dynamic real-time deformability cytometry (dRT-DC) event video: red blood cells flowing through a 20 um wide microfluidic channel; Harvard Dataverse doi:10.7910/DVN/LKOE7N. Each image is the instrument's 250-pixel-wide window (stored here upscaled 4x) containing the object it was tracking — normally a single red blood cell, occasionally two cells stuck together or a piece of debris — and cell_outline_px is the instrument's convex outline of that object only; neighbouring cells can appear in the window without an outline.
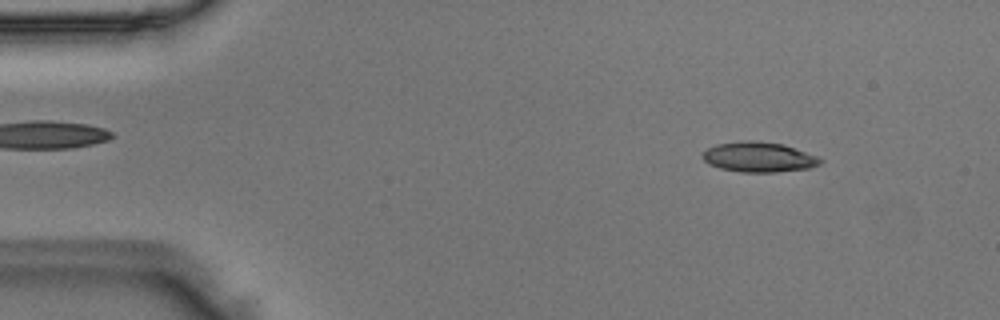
{"species": "Egyptian fruit bat (a non-hibernating species)", "species_latin": "Rousettus aegyptiacus", "temperature_condition": "room temperature", "stored_images_in_passage": 50, "camera_frame_rate_fps": 3000, "um_per_image_px": 0.085, "animal": {"sex": "male"}, "frame": {"image": 1, "passage_image": 5, "time_ms": 1.333, "image_size_px": [1000, 320], "cell_outline_px": [[824, 160], [820, 164], [808, 168], [776, 172], [740, 172], [720, 168], [708, 164], [700, 156], [708, 148], [716, 144], [744, 140], [752, 140], [784, 144], [820, 156]], "centroid_in_image_um": [64.52, 13.34], "position_along_channel_um": 20.5, "area_um2": 20.87}}
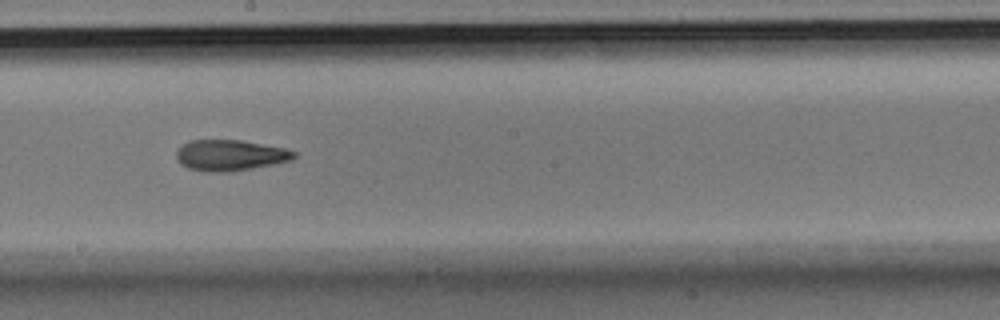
{"frame": {"image": 2, "passage_image": 27, "time_ms": 8.667, "image_size_px": [1000, 320], "cell_outline_px": [[296, 156], [292, 160], [232, 172], [204, 172], [188, 168], [180, 164], [176, 160], [176, 152], [188, 140], [240, 140], [284, 148], [296, 152]], "centroid_in_image_um": [19.53, 13.21], "position_along_channel_um": 228.7, "area_um2": 21.21}}
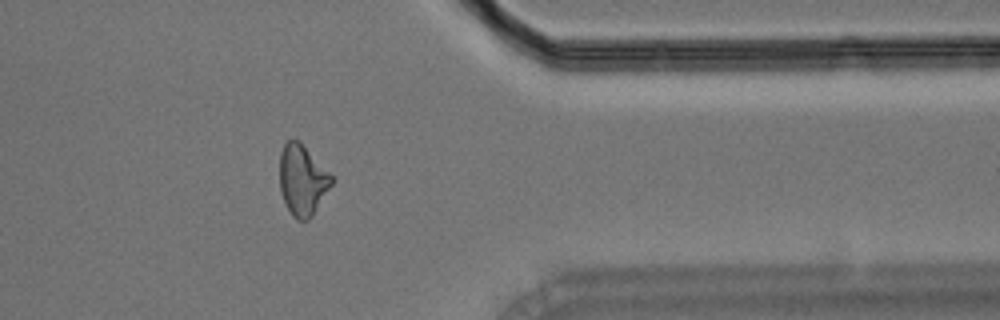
{"frame": {"image": 3, "passage_image": 40, "time_ms": 13.0, "image_size_px": [1000, 320], "cell_outline_px": [[336, 180], [312, 216], [308, 220], [296, 220], [292, 216], [280, 192], [280, 152], [284, 144], [292, 136], [300, 140]], "centroid_in_image_um": [25.72, 15.28], "position_along_channel_um": 385.7, "area_um2": 21.73}}